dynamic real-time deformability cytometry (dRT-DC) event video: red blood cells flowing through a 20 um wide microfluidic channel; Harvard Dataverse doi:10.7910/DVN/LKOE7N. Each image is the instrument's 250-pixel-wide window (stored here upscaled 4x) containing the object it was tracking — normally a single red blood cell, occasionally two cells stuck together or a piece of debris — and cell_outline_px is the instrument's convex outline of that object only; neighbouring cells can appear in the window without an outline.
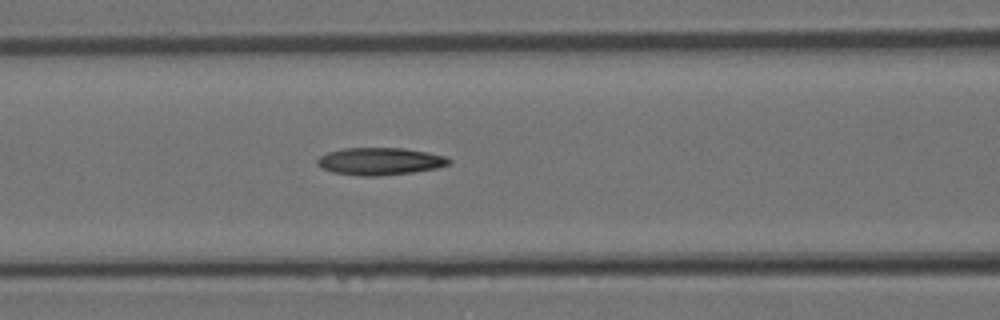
{"species": "Egyptian fruit bat (a non-hibernating species)", "species_latin": "Rousettus aegyptiacus", "temperature_condition": "room temperature", "stored_images_in_passage": 4, "camera_frame_rate_fps": 3000, "um_per_image_px": 0.085, "animal": {"sex": "female"}, "frame": {"image": 1, "passage_image": 4, "time_ms": 1.0, "image_size_px": [1000, 320], "cell_outline_px": [[452, 160], [448, 164], [436, 168], [412, 172], [380, 176], [360, 176], [332, 172], [320, 168], [316, 164], [316, 160], [320, 156], [328, 152], [344, 148], [404, 148], [428, 152], [444, 156]], "centroid_in_image_um": [32.25, 13.71], "position_along_channel_um": 134.3, "area_um2": 21.04}}